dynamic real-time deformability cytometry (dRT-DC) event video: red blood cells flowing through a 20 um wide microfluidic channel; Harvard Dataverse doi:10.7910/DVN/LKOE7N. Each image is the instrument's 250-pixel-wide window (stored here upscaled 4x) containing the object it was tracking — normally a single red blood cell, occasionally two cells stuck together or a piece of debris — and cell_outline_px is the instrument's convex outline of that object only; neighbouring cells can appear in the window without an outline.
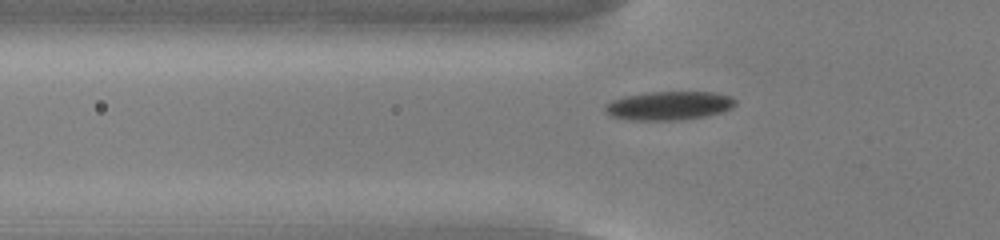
{"species": "common noctule bat (a hibernating species)", "species_latin": "Nyctalus noctula", "temperature_condition": "cold", "stored_images_in_passage": 53, "camera_frame_rate_fps": 3000, "um_per_image_px": 0.085, "animal": {"sex": "male", "body_mass_g": 13.0, "forearm_length_mm": 53.1}, "frame": {"image": 1, "passage_image": 17, "time_ms": 5.333, "image_size_px": [1000, 240], "cell_outline_px": [[736, 104], [732, 108], [724, 112], [708, 116], [680, 120], [628, 120], [612, 116], [604, 108], [604, 104], [612, 100], [624, 96], [648, 92], [716, 92], [732, 96], [736, 100]], "centroid_in_image_um": [56.91, 8.98], "position_along_channel_um": 68.9, "area_um2": 22.08}}
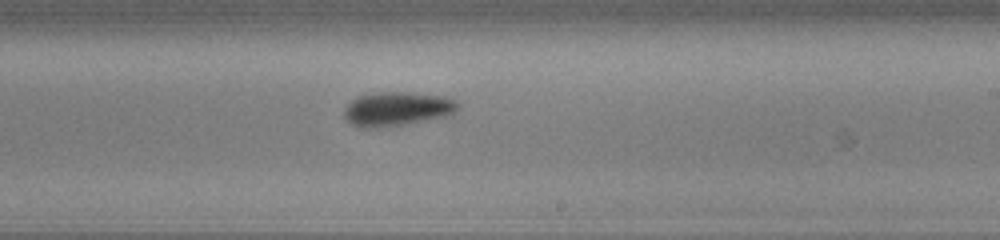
{"frame": {"image": 2, "passage_image": 32, "time_ms": 10.333, "image_size_px": [1000, 240], "cell_outline_px": [[460, 104], [448, 116], [404, 124], [376, 128], [360, 128], [352, 124], [344, 116], [344, 108], [356, 96], [376, 92], [412, 92], [444, 96], [456, 100]], "centroid_in_image_um": [33.73, 9.24], "position_along_channel_um": 255.3, "area_um2": 22.66}}
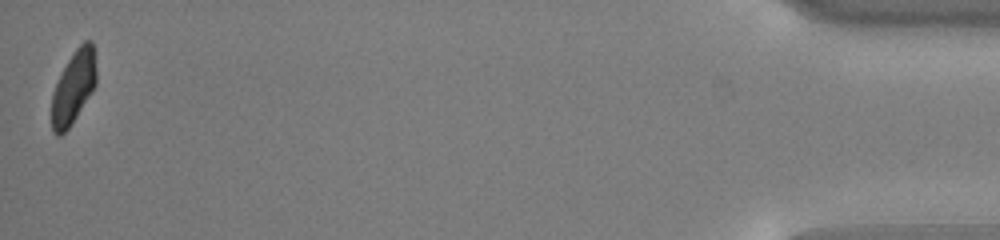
{"frame": {"image": 3, "passage_image": 53, "time_ms": 17.333, "image_size_px": [1000, 240], "cell_outline_px": [[96, 84], [92, 92], [72, 124], [60, 136], [56, 136], [52, 132], [52, 96], [56, 84], [68, 60], [76, 48], [84, 40], [92, 40], [96, 48]], "centroid_in_image_um": [6.29, 7.38], "position_along_channel_um": 428.9, "area_um2": 19.13}, "authors_computed_cell_mechanics": {"area_um2": 20.8658, "velocity_mm_per_s": 3.7539, "shape_relaxation_time_tau1_ms": 1.5848, "shape_relaxation_time_tau2_ms": 5.0403, "deformation_change_tau1": 0.1175, "deformation_change_tau2": 0.1116}}